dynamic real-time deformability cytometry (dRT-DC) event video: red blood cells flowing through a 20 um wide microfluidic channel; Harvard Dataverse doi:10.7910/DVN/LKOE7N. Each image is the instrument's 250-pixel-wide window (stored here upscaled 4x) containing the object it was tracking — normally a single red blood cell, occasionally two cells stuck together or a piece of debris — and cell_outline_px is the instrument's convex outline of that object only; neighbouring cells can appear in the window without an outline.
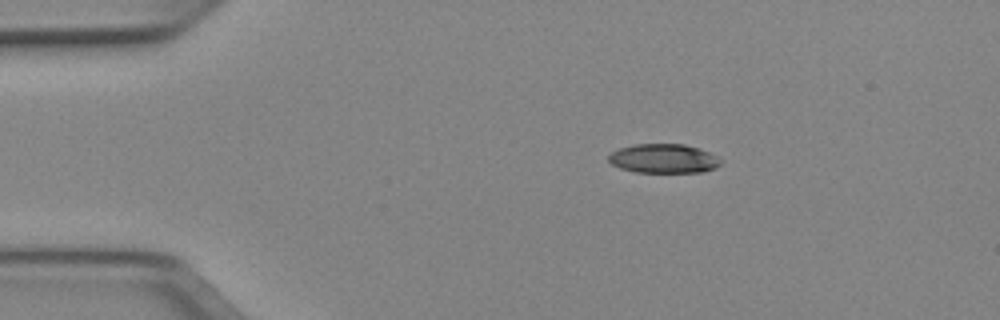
{"species": "Egyptian fruit bat (a non-hibernating species)", "species_latin": "Rousettus aegyptiacus", "temperature_condition": "cold", "stored_images_in_passage": 43, "camera_frame_rate_fps": 3000, "um_per_image_px": 0.085, "animal": {"sex": "female"}, "frame": {"image": 1, "passage_image": 1, "time_ms": 0.0, "image_size_px": [1000, 320], "cell_outline_px": [[720, 164], [716, 168], [704, 172], [636, 172], [620, 168], [612, 164], [608, 160], [608, 156], [612, 152], [620, 148], [636, 144], [684, 144], [700, 148], [720, 156]], "centroid_in_image_um": [56.45, 13.47], "position_along_channel_um": 28.5, "area_um2": 19.19}}
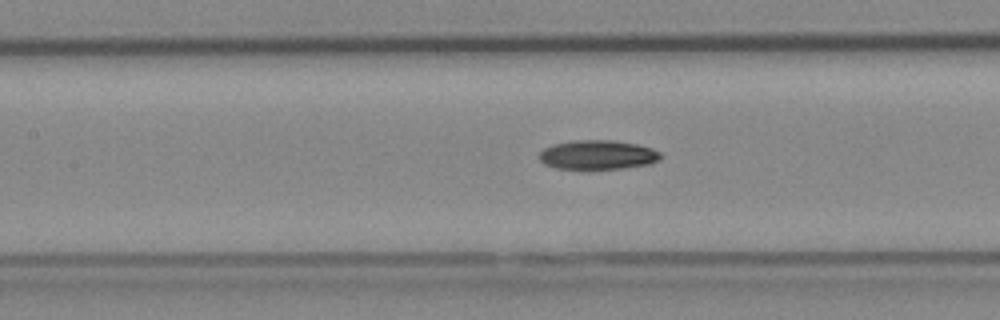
{"frame": {"image": 2, "passage_image": 15, "time_ms": 4.667, "image_size_px": [1000, 320], "cell_outline_px": [[660, 160], [648, 164], [624, 168], [588, 172], [580, 172], [556, 168], [544, 164], [536, 156], [544, 148], [552, 144], [576, 140], [612, 140], [636, 144], [652, 148], [660, 152]], "centroid_in_image_um": [50.73, 13.21], "position_along_channel_um": 156.7, "area_um2": 21.68}}
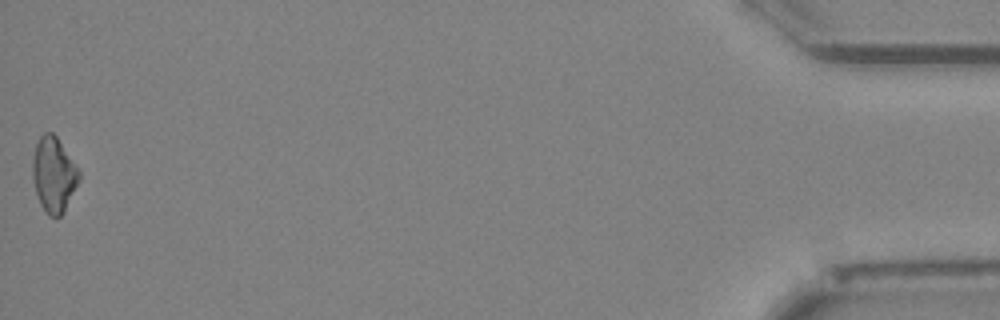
{"frame": {"image": 3, "passage_image": 43, "time_ms": 14.0, "image_size_px": [1000, 320], "cell_outline_px": [[80, 180], [64, 212], [60, 216], [48, 216], [40, 204], [36, 192], [32, 176], [32, 160], [36, 144], [40, 136], [44, 132], [52, 132], [56, 136], [80, 172]], "centroid_in_image_um": [4.56, 14.85], "position_along_channel_um": 430.6, "area_um2": 20.23}, "authors_computed_cell_mechanics": {"area_um2": 20.3456, "velocity_mm_per_s": 3.9749, "shape_relaxation_time_tau1_ms": 4.9822, "shape_relaxation_time_tau2_ms": null, "deformation_change_tau1": 0.136, "deformation_change_tau2": null}}